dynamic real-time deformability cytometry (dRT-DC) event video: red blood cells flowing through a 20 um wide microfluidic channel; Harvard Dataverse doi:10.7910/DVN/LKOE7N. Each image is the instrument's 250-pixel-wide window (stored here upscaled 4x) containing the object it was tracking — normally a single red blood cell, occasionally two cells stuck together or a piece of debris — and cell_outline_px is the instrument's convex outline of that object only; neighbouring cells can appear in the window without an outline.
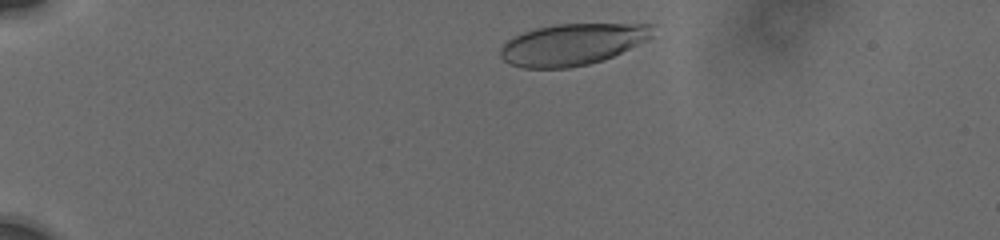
{"species": "human", "species_latin": "Homo sapiens", "temperature_condition": "cold", "stored_images_in_passage": 51, "camera_frame_rate_fps": 3000, "um_per_image_px": 0.085, "donor": {"sex": "male"}, "frame": {"image": 1, "passage_image": 9, "time_ms": 1.0, "image_size_px": [1000, 240], "cell_outline_px": [[652, 24], [648, 36], [644, 40], [604, 60], [588, 64], [568, 68], [524, 68], [508, 64], [500, 56], [500, 48], [512, 36], [536, 28], [560, 24]], "centroid_in_image_um": [48.53, 3.79], "position_along_channel_um": 36.5, "area_um2": 36.18}}
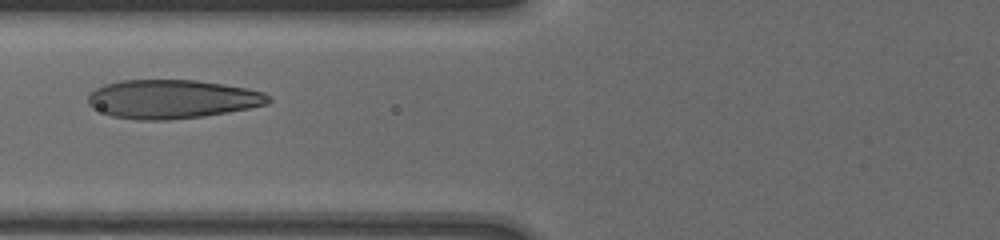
{"frame": {"image": 2, "passage_image": 35, "time_ms": 5.0, "image_size_px": [1000, 240], "cell_outline_px": [[272, 100], [268, 104], [248, 108], [204, 116], [168, 120], [136, 120], [112, 116], [92, 108], [88, 104], [88, 96], [96, 88], [104, 84], [120, 80], [196, 80], [224, 84], [248, 88], [264, 92]], "centroid_in_image_um": [14.62, 8.42], "position_along_channel_um": 111.2, "area_um2": 40.86}}
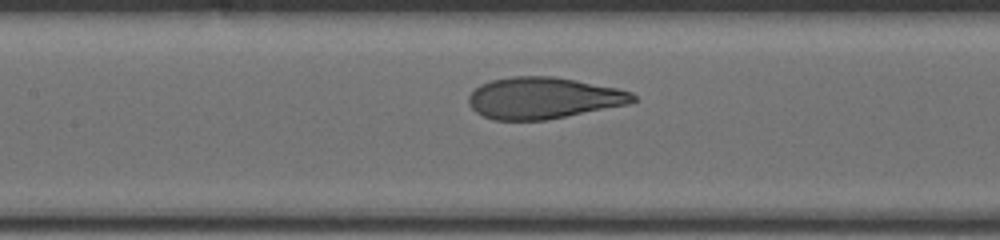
{"frame": {"image": 3, "passage_image": 45, "time_ms": 6.333, "image_size_px": [1000, 240], "cell_outline_px": [[636, 100], [628, 104], [548, 120], [492, 120], [476, 112], [468, 104], [468, 96], [480, 84], [492, 80], [512, 76], [552, 76], [576, 80], [616, 88], [632, 92], [636, 96]], "centroid_in_image_um": [46.17, 8.33], "position_along_channel_um": 161.2, "area_um2": 39.77}}